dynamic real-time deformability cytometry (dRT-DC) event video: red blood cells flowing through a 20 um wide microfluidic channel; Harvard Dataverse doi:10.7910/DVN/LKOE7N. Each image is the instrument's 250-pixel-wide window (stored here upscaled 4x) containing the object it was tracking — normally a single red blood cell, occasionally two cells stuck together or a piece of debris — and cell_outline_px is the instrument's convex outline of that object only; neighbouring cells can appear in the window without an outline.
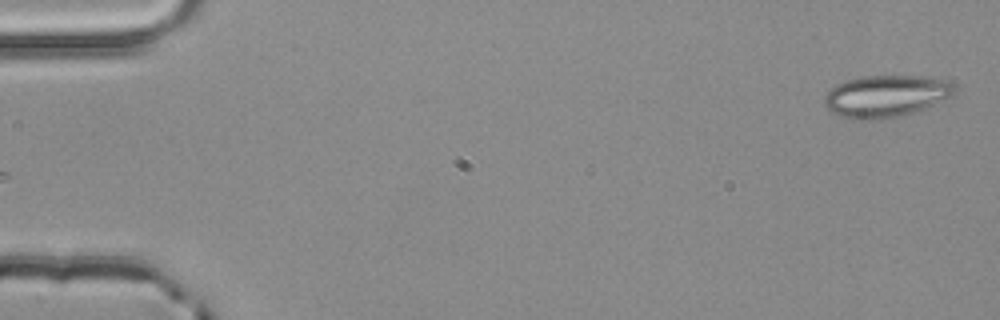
{"species": "common noctule bat (a hibernating species)", "species_latin": "Nyctalus noctula", "temperature_condition": "room temperature", "stored_images_in_passage": 2, "camera_frame_rate_fps": 3000, "um_per_image_px": 0.085, "animal": {"sex": "male", "body_mass_g": 20.4}, "frame": {"image": 1, "passage_image": 2, "time_ms": 0.333, "image_size_px": [1000, 320], "cell_outline_px": [[956, 88], [952, 96], [924, 108], [900, 116], [868, 120], [852, 120], [840, 116], [832, 112], [824, 104], [824, 96], [836, 84], [848, 80], [864, 76], [932, 76], [948, 80]], "centroid_in_image_um": [75.31, 8.16], "position_along_channel_um": 9.7, "area_um2": 31.79}}